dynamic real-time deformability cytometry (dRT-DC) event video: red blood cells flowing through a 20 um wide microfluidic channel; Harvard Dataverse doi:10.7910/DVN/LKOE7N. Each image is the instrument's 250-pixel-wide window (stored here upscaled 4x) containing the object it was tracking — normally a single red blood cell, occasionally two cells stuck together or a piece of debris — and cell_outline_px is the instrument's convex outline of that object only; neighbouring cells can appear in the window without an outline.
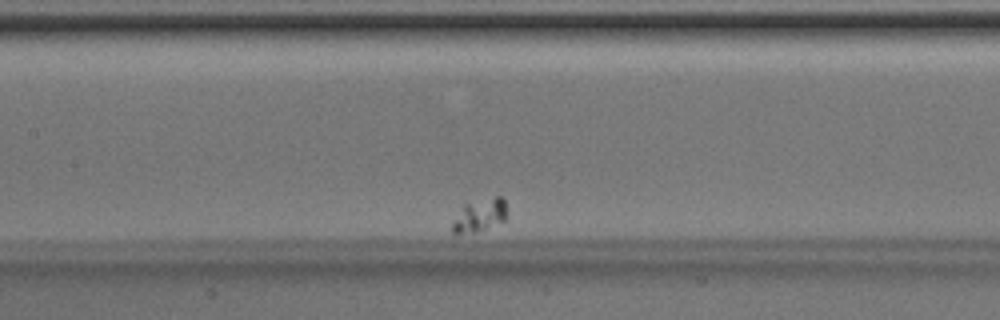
{"species": "Egyptian fruit bat (a non-hibernating species)", "species_latin": "Rousettus aegyptiacus", "temperature_condition": "room temperature", "stored_images_in_passage": 15, "segment_of_instrument_passage": [2, 2], "camera_frame_rate_fps": 3000, "um_per_image_px": 0.085, "animal": {"sex": "male"}, "frame": {"image": 1, "passage_image": 9, "time_ms": 2.667, "image_size_px": [1000, 320], "cell_outline_px": [[508, 216], [504, 220], [476, 232], [452, 232], [452, 224], [464, 204], [496, 196], [500, 196], [504, 200]], "centroid_in_image_um": [40.82, 18.28], "position_along_channel_um": 166.6, "area_um2": 10.06}}
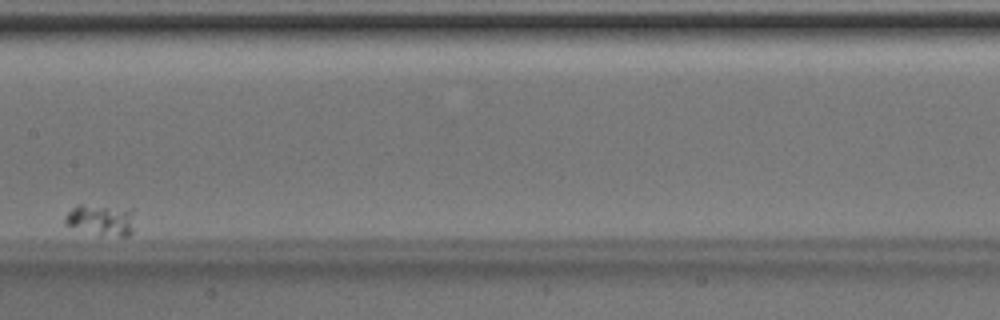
{"frame": {"image": 2, "passage_image": 10, "time_ms": 3.0, "image_size_px": [1000, 320], "cell_outline_px": [[132, 232], [128, 236], [100, 236], [64, 224], [64, 216], [72, 208], [80, 204], [84, 204], [132, 208]], "centroid_in_image_um": [8.57, 18.68], "position_along_channel_um": 198.8, "area_um2": 12.83}}
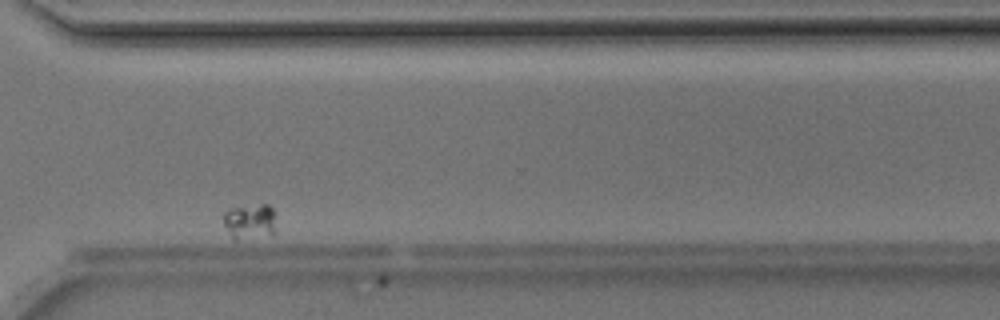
{"frame": {"image": 3, "passage_image": 15, "time_ms": 4.667, "image_size_px": [1000, 320], "cell_outline_px": [[276, 232], [272, 236], [236, 240], [232, 240], [224, 224], [224, 212], [232, 208], [260, 204], [268, 204], [272, 208]], "centroid_in_image_um": [21.25, 18.87], "position_along_channel_um": 349.3, "area_um2": 11.1}}